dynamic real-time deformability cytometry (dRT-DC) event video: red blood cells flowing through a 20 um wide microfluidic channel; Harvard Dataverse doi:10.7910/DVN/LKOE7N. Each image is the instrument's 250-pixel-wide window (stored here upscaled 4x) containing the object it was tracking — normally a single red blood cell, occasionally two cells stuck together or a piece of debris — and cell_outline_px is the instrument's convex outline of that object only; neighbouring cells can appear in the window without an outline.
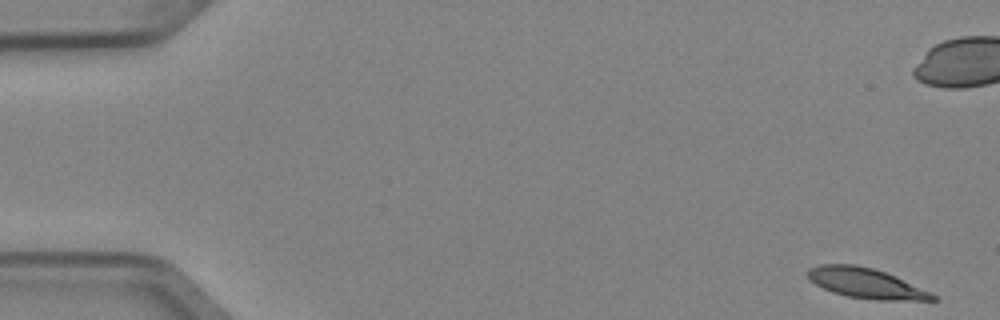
{"species": "Egyptian fruit bat (a non-hibernating species)", "species_latin": "Rousettus aegyptiacus", "temperature_condition": "cold", "stored_images_in_passage": 7, "camera_frame_rate_fps": 3000, "um_per_image_px": 0.085, "animal": {"sex": "female"}, "frame": {"image": 1, "passage_image": 1, "time_ms": 0.0, "image_size_px": [1000, 320], "cell_outline_px": [[940, 300], [876, 300], [848, 296], [832, 292], [808, 280], [808, 268], [820, 264], [856, 264], [872, 268], [896, 276], [932, 292]], "centroid_in_image_um": [73.62, 24.07], "position_along_channel_um": 11.4, "area_um2": 21.96}}